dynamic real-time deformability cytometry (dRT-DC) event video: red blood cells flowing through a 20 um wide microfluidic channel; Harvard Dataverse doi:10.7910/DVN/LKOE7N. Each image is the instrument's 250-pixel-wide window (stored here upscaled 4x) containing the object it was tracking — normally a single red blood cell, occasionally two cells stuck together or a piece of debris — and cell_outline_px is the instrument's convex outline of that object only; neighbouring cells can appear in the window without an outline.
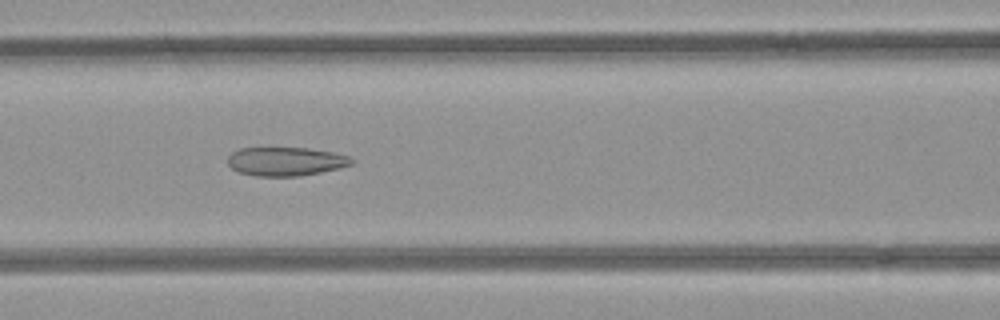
{"species": "common noctule bat (a hibernating species)", "species_latin": "Nyctalus noctula", "temperature_condition": "room temperature", "stored_images_in_passage": 7, "camera_frame_rate_fps": 3000, "um_per_image_px": 0.085, "animal": {"sex": "female", "body_mass_g": 21.9}, "frame": {"image": 1, "passage_image": 6, "time_ms": 1.667, "image_size_px": [1000, 320], "cell_outline_px": [[356, 160], [352, 164], [340, 168], [300, 176], [256, 176], [240, 172], [232, 168], [228, 164], [228, 156], [232, 152], [240, 148], [308, 148], [332, 152], [348, 156]], "centroid_in_image_um": [24.3, 13.72], "position_along_channel_um": 142.3, "area_um2": 20.69}}
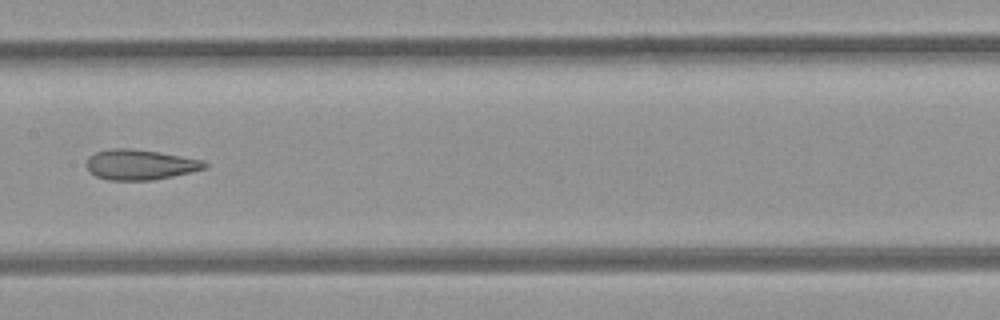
{"frame": {"image": 2, "passage_image": 7, "time_ms": 2.0, "image_size_px": [1000, 320], "cell_outline_px": [[208, 168], [172, 176], [152, 180], [108, 180], [96, 176], [88, 172], [84, 164], [88, 156], [96, 152], [112, 148], [132, 148], [180, 156], [200, 160], [208, 164]], "centroid_in_image_um": [11.83, 14.0], "position_along_channel_um": 195.6, "area_um2": 20.87}}